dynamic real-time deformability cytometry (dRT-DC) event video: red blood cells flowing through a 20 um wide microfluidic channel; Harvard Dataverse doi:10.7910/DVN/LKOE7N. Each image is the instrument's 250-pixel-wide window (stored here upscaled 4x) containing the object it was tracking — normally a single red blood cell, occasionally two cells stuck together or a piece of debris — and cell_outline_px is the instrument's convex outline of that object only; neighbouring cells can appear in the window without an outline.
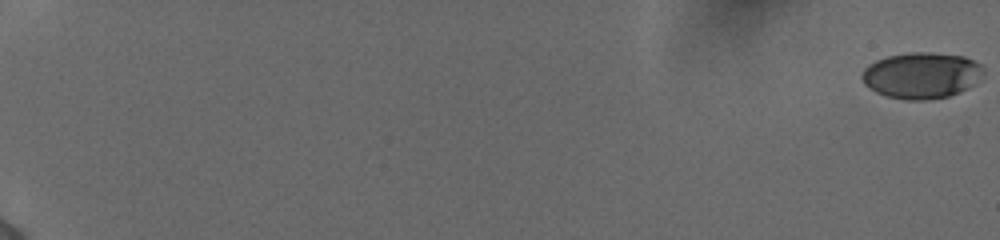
{"species": "human", "species_latin": "Homo sapiens", "temperature_condition": "cold", "stored_images_in_passage": 57, "camera_frame_rate_fps": 3000, "um_per_image_px": 0.085, "donor": {"sex": "female"}, "frame": {"image": 1, "passage_image": 1, "time_ms": 0.0, "image_size_px": [1000, 240], "cell_outline_px": [[980, 64], [968, 88], [960, 92], [948, 96], [928, 100], [904, 100], [888, 96], [876, 92], [864, 84], [860, 76], [864, 68], [868, 64], [876, 60], [888, 56], [912, 52], [928, 52], [964, 56]], "centroid_in_image_um": [78.18, 6.41], "position_along_channel_um": 6.8, "area_um2": 31.91}}
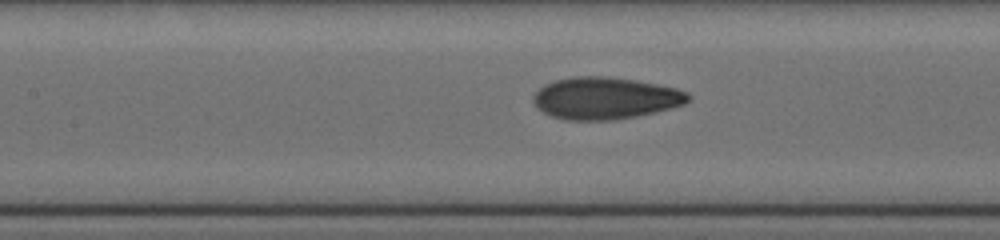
{"frame": {"image": 2, "passage_image": 31, "time_ms": 10.0, "image_size_px": [1000, 240], "cell_outline_px": [[688, 100], [684, 104], [636, 116], [616, 120], [564, 120], [552, 116], [544, 112], [532, 100], [532, 96], [544, 84], [556, 80], [576, 76], [604, 76], [636, 80], [676, 88], [688, 92]], "centroid_in_image_um": [51.42, 8.34], "position_along_channel_um": 156.0, "area_um2": 37.57}}
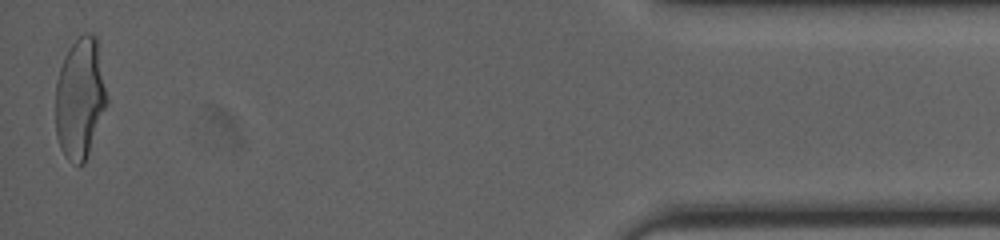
{"frame": {"image": 3, "passage_image": 57, "time_ms": 18.667, "image_size_px": [1000, 240], "cell_outline_px": [[108, 104], [84, 164], [76, 164], [68, 160], [64, 156], [60, 148], [56, 136], [56, 80], [64, 56], [68, 48], [84, 32], [92, 32], [96, 36], [108, 100]], "centroid_in_image_um": [6.8, 8.36], "position_along_channel_um": 428.4, "area_um2": 36.36}, "authors_computed_cell_mechanics": {"area_um2": 35.7782, "velocity_mm_per_s": 3.8942, "shape_relaxation_time_tau1_ms": 4.7149, "shape_relaxation_time_tau2_ms": 1.1009, "deformation_change_tau1": 0.1857, "deformation_change_tau2": 0.0755}}